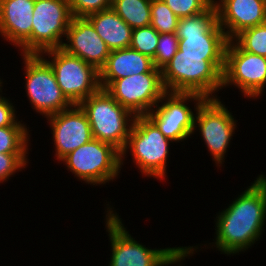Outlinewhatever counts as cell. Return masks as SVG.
Instances as JSON below:
<instances>
[{
    "instance_id": "f546056e",
    "label": "cell",
    "mask_w": 266,
    "mask_h": 266,
    "mask_svg": "<svg viewBox=\"0 0 266 266\" xmlns=\"http://www.w3.org/2000/svg\"><path fill=\"white\" fill-rule=\"evenodd\" d=\"M15 106L3 95L0 97V127L14 125L18 121Z\"/></svg>"
},
{
    "instance_id": "ffe728a7",
    "label": "cell",
    "mask_w": 266,
    "mask_h": 266,
    "mask_svg": "<svg viewBox=\"0 0 266 266\" xmlns=\"http://www.w3.org/2000/svg\"><path fill=\"white\" fill-rule=\"evenodd\" d=\"M86 18L110 51L130 46L133 29L112 8L90 14Z\"/></svg>"
},
{
    "instance_id": "5b68a950",
    "label": "cell",
    "mask_w": 266,
    "mask_h": 266,
    "mask_svg": "<svg viewBox=\"0 0 266 266\" xmlns=\"http://www.w3.org/2000/svg\"><path fill=\"white\" fill-rule=\"evenodd\" d=\"M79 105L88 117L93 138L109 143L121 152L136 116L105 89L90 95Z\"/></svg>"
},
{
    "instance_id": "484cf974",
    "label": "cell",
    "mask_w": 266,
    "mask_h": 266,
    "mask_svg": "<svg viewBox=\"0 0 266 266\" xmlns=\"http://www.w3.org/2000/svg\"><path fill=\"white\" fill-rule=\"evenodd\" d=\"M179 38L176 33L159 34L156 54L153 59L155 68L162 69L177 53Z\"/></svg>"
},
{
    "instance_id": "f1b7e54d",
    "label": "cell",
    "mask_w": 266,
    "mask_h": 266,
    "mask_svg": "<svg viewBox=\"0 0 266 266\" xmlns=\"http://www.w3.org/2000/svg\"><path fill=\"white\" fill-rule=\"evenodd\" d=\"M113 0H69L72 17H87L90 14L110 9Z\"/></svg>"
},
{
    "instance_id": "52a82bcc",
    "label": "cell",
    "mask_w": 266,
    "mask_h": 266,
    "mask_svg": "<svg viewBox=\"0 0 266 266\" xmlns=\"http://www.w3.org/2000/svg\"><path fill=\"white\" fill-rule=\"evenodd\" d=\"M32 19L31 36L19 47L20 53L61 48L72 20L69 0H35Z\"/></svg>"
},
{
    "instance_id": "44dd1931",
    "label": "cell",
    "mask_w": 266,
    "mask_h": 266,
    "mask_svg": "<svg viewBox=\"0 0 266 266\" xmlns=\"http://www.w3.org/2000/svg\"><path fill=\"white\" fill-rule=\"evenodd\" d=\"M111 8L132 29L151 24V0H113Z\"/></svg>"
},
{
    "instance_id": "7402d4cb",
    "label": "cell",
    "mask_w": 266,
    "mask_h": 266,
    "mask_svg": "<svg viewBox=\"0 0 266 266\" xmlns=\"http://www.w3.org/2000/svg\"><path fill=\"white\" fill-rule=\"evenodd\" d=\"M17 121L14 125L0 127V153L27 154L29 144V127Z\"/></svg>"
},
{
    "instance_id": "d4e9b609",
    "label": "cell",
    "mask_w": 266,
    "mask_h": 266,
    "mask_svg": "<svg viewBox=\"0 0 266 266\" xmlns=\"http://www.w3.org/2000/svg\"><path fill=\"white\" fill-rule=\"evenodd\" d=\"M159 33L151 25L132 30L130 48L154 59Z\"/></svg>"
},
{
    "instance_id": "cb8c5ba5",
    "label": "cell",
    "mask_w": 266,
    "mask_h": 266,
    "mask_svg": "<svg viewBox=\"0 0 266 266\" xmlns=\"http://www.w3.org/2000/svg\"><path fill=\"white\" fill-rule=\"evenodd\" d=\"M179 18L163 0H151V26L159 34L176 32Z\"/></svg>"
},
{
    "instance_id": "d6986e66",
    "label": "cell",
    "mask_w": 266,
    "mask_h": 266,
    "mask_svg": "<svg viewBox=\"0 0 266 266\" xmlns=\"http://www.w3.org/2000/svg\"><path fill=\"white\" fill-rule=\"evenodd\" d=\"M153 68V59L130 47L110 51L106 64L99 70L101 89L106 90L117 79L147 73Z\"/></svg>"
},
{
    "instance_id": "9a60e30c",
    "label": "cell",
    "mask_w": 266,
    "mask_h": 266,
    "mask_svg": "<svg viewBox=\"0 0 266 266\" xmlns=\"http://www.w3.org/2000/svg\"><path fill=\"white\" fill-rule=\"evenodd\" d=\"M59 162L69 153L93 139L88 117L79 104L47 116Z\"/></svg>"
},
{
    "instance_id": "ac0fdd59",
    "label": "cell",
    "mask_w": 266,
    "mask_h": 266,
    "mask_svg": "<svg viewBox=\"0 0 266 266\" xmlns=\"http://www.w3.org/2000/svg\"><path fill=\"white\" fill-rule=\"evenodd\" d=\"M35 0H0V36L17 49L31 36Z\"/></svg>"
},
{
    "instance_id": "8992f818",
    "label": "cell",
    "mask_w": 266,
    "mask_h": 266,
    "mask_svg": "<svg viewBox=\"0 0 266 266\" xmlns=\"http://www.w3.org/2000/svg\"><path fill=\"white\" fill-rule=\"evenodd\" d=\"M61 163L77 179L95 186L117 179L122 169L121 152L113 145L94 138L65 156Z\"/></svg>"
},
{
    "instance_id": "9c48e42d",
    "label": "cell",
    "mask_w": 266,
    "mask_h": 266,
    "mask_svg": "<svg viewBox=\"0 0 266 266\" xmlns=\"http://www.w3.org/2000/svg\"><path fill=\"white\" fill-rule=\"evenodd\" d=\"M20 56L25 66L26 96L34 111L46 118L73 105L57 84L52 67L40 54H20Z\"/></svg>"
},
{
    "instance_id": "7c38bea8",
    "label": "cell",
    "mask_w": 266,
    "mask_h": 266,
    "mask_svg": "<svg viewBox=\"0 0 266 266\" xmlns=\"http://www.w3.org/2000/svg\"><path fill=\"white\" fill-rule=\"evenodd\" d=\"M205 99L197 93L166 92L146 116L166 138L180 143L193 135L195 115ZM190 101L195 104L194 111L190 108Z\"/></svg>"
},
{
    "instance_id": "603a6c76",
    "label": "cell",
    "mask_w": 266,
    "mask_h": 266,
    "mask_svg": "<svg viewBox=\"0 0 266 266\" xmlns=\"http://www.w3.org/2000/svg\"><path fill=\"white\" fill-rule=\"evenodd\" d=\"M233 40L244 51L266 57V23L242 30Z\"/></svg>"
},
{
    "instance_id": "3957f363",
    "label": "cell",
    "mask_w": 266,
    "mask_h": 266,
    "mask_svg": "<svg viewBox=\"0 0 266 266\" xmlns=\"http://www.w3.org/2000/svg\"><path fill=\"white\" fill-rule=\"evenodd\" d=\"M224 59L225 56L181 55L178 49L174 57L161 69L165 90L217 98L216 93L222 90Z\"/></svg>"
},
{
    "instance_id": "5bb4252c",
    "label": "cell",
    "mask_w": 266,
    "mask_h": 266,
    "mask_svg": "<svg viewBox=\"0 0 266 266\" xmlns=\"http://www.w3.org/2000/svg\"><path fill=\"white\" fill-rule=\"evenodd\" d=\"M106 91L135 116L146 115L167 92L161 70L155 67L147 73L117 79Z\"/></svg>"
},
{
    "instance_id": "4dcf8cb0",
    "label": "cell",
    "mask_w": 266,
    "mask_h": 266,
    "mask_svg": "<svg viewBox=\"0 0 266 266\" xmlns=\"http://www.w3.org/2000/svg\"><path fill=\"white\" fill-rule=\"evenodd\" d=\"M2 81H3V80L0 78V97H1L2 94H3V93H2V92H3V91H2V87H3V86H2V84H3Z\"/></svg>"
},
{
    "instance_id": "7a4b0ae2",
    "label": "cell",
    "mask_w": 266,
    "mask_h": 266,
    "mask_svg": "<svg viewBox=\"0 0 266 266\" xmlns=\"http://www.w3.org/2000/svg\"><path fill=\"white\" fill-rule=\"evenodd\" d=\"M105 229L111 246L108 266H172L194 256L199 246L151 249L135 240L124 227L114 207L106 205ZM114 209V210H113Z\"/></svg>"
},
{
    "instance_id": "30bf717a",
    "label": "cell",
    "mask_w": 266,
    "mask_h": 266,
    "mask_svg": "<svg viewBox=\"0 0 266 266\" xmlns=\"http://www.w3.org/2000/svg\"><path fill=\"white\" fill-rule=\"evenodd\" d=\"M40 55L52 67L57 84L72 104H80L101 89L99 70L81 58L61 48L47 50Z\"/></svg>"
},
{
    "instance_id": "277c9868",
    "label": "cell",
    "mask_w": 266,
    "mask_h": 266,
    "mask_svg": "<svg viewBox=\"0 0 266 266\" xmlns=\"http://www.w3.org/2000/svg\"><path fill=\"white\" fill-rule=\"evenodd\" d=\"M170 142L174 143L166 138L146 115L136 116L126 145L121 151V168L127 160L126 154L130 151L132 160L142 176L165 180Z\"/></svg>"
},
{
    "instance_id": "ba28073f",
    "label": "cell",
    "mask_w": 266,
    "mask_h": 266,
    "mask_svg": "<svg viewBox=\"0 0 266 266\" xmlns=\"http://www.w3.org/2000/svg\"><path fill=\"white\" fill-rule=\"evenodd\" d=\"M175 33L181 55L225 56L228 39L218 24L214 3L198 15L180 18Z\"/></svg>"
},
{
    "instance_id": "8fae6325",
    "label": "cell",
    "mask_w": 266,
    "mask_h": 266,
    "mask_svg": "<svg viewBox=\"0 0 266 266\" xmlns=\"http://www.w3.org/2000/svg\"><path fill=\"white\" fill-rule=\"evenodd\" d=\"M219 98H206L198 106L193 135L199 131L215 165L222 167L238 121Z\"/></svg>"
},
{
    "instance_id": "83f0119b",
    "label": "cell",
    "mask_w": 266,
    "mask_h": 266,
    "mask_svg": "<svg viewBox=\"0 0 266 266\" xmlns=\"http://www.w3.org/2000/svg\"><path fill=\"white\" fill-rule=\"evenodd\" d=\"M29 159L26 154L0 153V184L15 176V173L22 171L28 166Z\"/></svg>"
},
{
    "instance_id": "2e32d148",
    "label": "cell",
    "mask_w": 266,
    "mask_h": 266,
    "mask_svg": "<svg viewBox=\"0 0 266 266\" xmlns=\"http://www.w3.org/2000/svg\"><path fill=\"white\" fill-rule=\"evenodd\" d=\"M61 49L79 57L100 70L107 61L110 49L86 17H72Z\"/></svg>"
},
{
    "instance_id": "4316f807",
    "label": "cell",
    "mask_w": 266,
    "mask_h": 266,
    "mask_svg": "<svg viewBox=\"0 0 266 266\" xmlns=\"http://www.w3.org/2000/svg\"><path fill=\"white\" fill-rule=\"evenodd\" d=\"M180 19L191 17L206 11L214 0H163Z\"/></svg>"
},
{
    "instance_id": "e0dca14e",
    "label": "cell",
    "mask_w": 266,
    "mask_h": 266,
    "mask_svg": "<svg viewBox=\"0 0 266 266\" xmlns=\"http://www.w3.org/2000/svg\"><path fill=\"white\" fill-rule=\"evenodd\" d=\"M218 24L232 40L242 30L266 23L263 0H214Z\"/></svg>"
},
{
    "instance_id": "4fadbf2b",
    "label": "cell",
    "mask_w": 266,
    "mask_h": 266,
    "mask_svg": "<svg viewBox=\"0 0 266 266\" xmlns=\"http://www.w3.org/2000/svg\"><path fill=\"white\" fill-rule=\"evenodd\" d=\"M230 85L248 100L260 99L266 87V57L244 51L233 39L225 49L222 90Z\"/></svg>"
},
{
    "instance_id": "6da1fadb",
    "label": "cell",
    "mask_w": 266,
    "mask_h": 266,
    "mask_svg": "<svg viewBox=\"0 0 266 266\" xmlns=\"http://www.w3.org/2000/svg\"><path fill=\"white\" fill-rule=\"evenodd\" d=\"M234 199L228 208L217 213L215 240L208 244L227 256L239 255L261 240L266 226V175H258Z\"/></svg>"
}]
</instances>
